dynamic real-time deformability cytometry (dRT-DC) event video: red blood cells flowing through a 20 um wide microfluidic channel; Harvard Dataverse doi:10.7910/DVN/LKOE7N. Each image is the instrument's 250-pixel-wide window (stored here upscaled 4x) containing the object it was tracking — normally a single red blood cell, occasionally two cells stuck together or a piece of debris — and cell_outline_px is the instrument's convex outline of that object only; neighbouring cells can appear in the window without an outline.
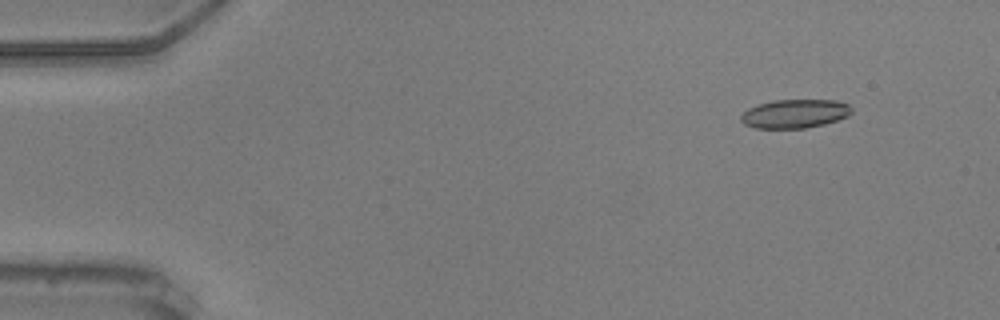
{"species": "common noctule bat (a hibernating species)", "species_latin": "Nyctalus noctula", "temperature_condition": "warm", "stored_images_in_passage": 12, "camera_frame_rate_fps": 3000, "um_per_image_px": 0.085, "animal": {"sex": "male", "body_mass_g": 20.5, "forearm_length_mm": 52.5}, "frame": {"image": 1, "passage_image": 6, "time_ms": 1.667, "image_size_px": [1000, 320], "cell_outline_px": [[852, 112], [848, 116], [824, 124], [804, 128], [756, 128], [744, 124], [740, 120], [740, 116], [748, 108], [772, 100], [836, 100], [848, 104], [852, 108]], "centroid_in_image_um": [67.56, 9.66], "position_along_channel_um": 17.4, "area_um2": 18.5}}